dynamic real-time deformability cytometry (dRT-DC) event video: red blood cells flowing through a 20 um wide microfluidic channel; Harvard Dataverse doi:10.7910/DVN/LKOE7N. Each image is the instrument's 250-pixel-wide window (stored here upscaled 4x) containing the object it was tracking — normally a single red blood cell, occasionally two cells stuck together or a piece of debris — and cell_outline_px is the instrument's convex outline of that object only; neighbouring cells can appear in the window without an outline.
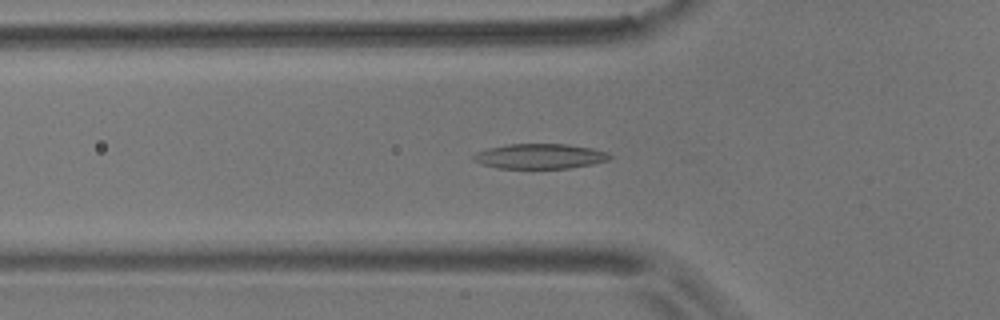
{"species": "common noctule bat (a hibernating species)", "species_latin": "Nyctalus noctula", "temperature_condition": "room temperature", "stored_images_in_passage": 28, "camera_frame_rate_fps": 3000, "um_per_image_px": 0.085, "animal": {"sex": "male", "body_mass_g": 17.9}, "frame": {"image": 1, "passage_image": 19, "time_ms": 6.0, "image_size_px": [1000, 320], "cell_outline_px": [[612, 156], [608, 160], [592, 164], [568, 168], [496, 168], [472, 160], [472, 156], [476, 152], [488, 148], [508, 144], [568, 144], [592, 148], [608, 152]], "centroid_in_image_um": [45.89, 13.27], "position_along_channel_um": 79.9, "area_um2": 19.83}}
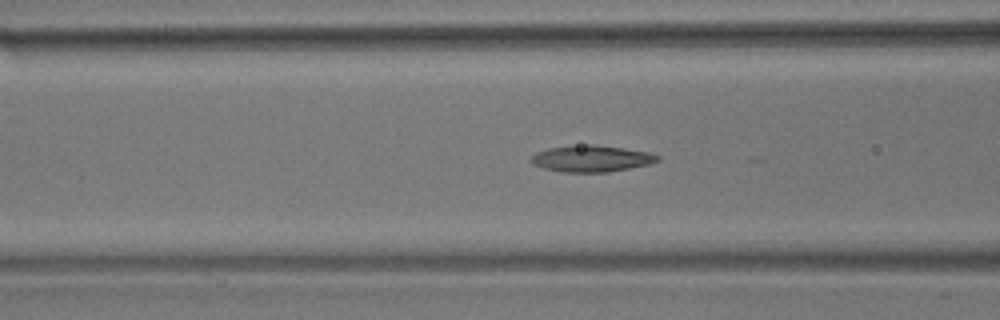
{"frame": {"image": 2, "passage_image": 22, "time_ms": 7.0, "image_size_px": [1000, 320], "cell_outline_px": [[660, 160], [648, 164], [608, 172], [564, 172], [544, 168], [532, 164], [528, 160], [536, 152], [548, 148], [588, 144], [596, 144], [624, 148], [648, 152], [660, 156]], "centroid_in_image_um": [50.25, 13.47], "position_along_channel_um": 116.4, "area_um2": 19.48}}
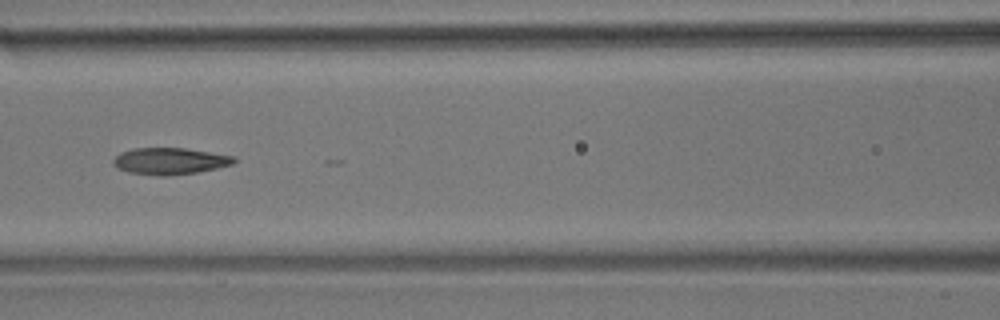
{"frame": {"image": 3, "passage_image": 25, "time_ms": 8.0, "image_size_px": [1000, 320], "cell_outline_px": [[236, 160], [232, 164], [216, 168], [196, 172], [168, 176], [156, 176], [128, 172], [116, 168], [112, 164], [112, 160], [120, 152], [132, 148], [184, 148], [236, 156]], "centroid_in_image_um": [14.39, 13.69], "position_along_channel_um": 152.2, "area_um2": 18.9}}